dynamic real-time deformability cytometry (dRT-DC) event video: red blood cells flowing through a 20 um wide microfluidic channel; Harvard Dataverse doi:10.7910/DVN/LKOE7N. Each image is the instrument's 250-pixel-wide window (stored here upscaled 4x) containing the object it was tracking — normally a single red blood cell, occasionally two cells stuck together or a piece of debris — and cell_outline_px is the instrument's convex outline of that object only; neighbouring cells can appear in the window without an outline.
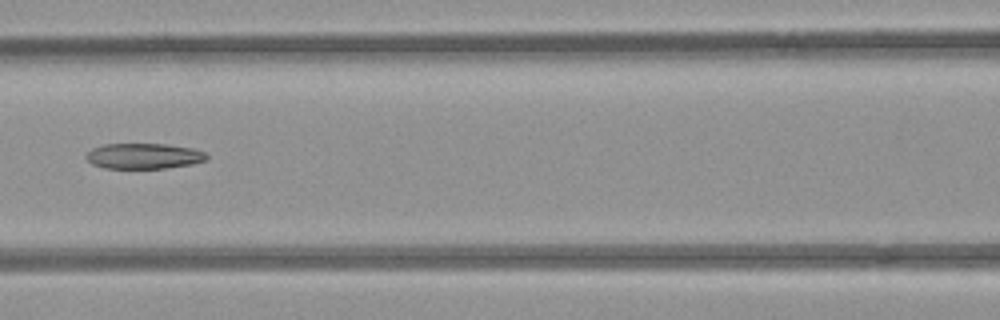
{"species": "common noctule bat (a hibernating species)", "species_latin": "Nyctalus noctula", "temperature_condition": "room temperature", "stored_images_in_passage": 7, "camera_frame_rate_fps": 3000, "um_per_image_px": 0.085, "animal": {"sex": "female", "body_mass_g": 21.9}, "frame": {"image": 1, "passage_image": 7, "time_ms": 6.667, "image_size_px": [1000, 320], "cell_outline_px": [[208, 160], [192, 164], [164, 168], [104, 168], [92, 164], [84, 156], [92, 148], [104, 144], [164, 144], [192, 148], [204, 152], [208, 156]], "centroid_in_image_um": [12.22, 13.26], "position_along_channel_um": 154.4, "area_um2": 17.92}}